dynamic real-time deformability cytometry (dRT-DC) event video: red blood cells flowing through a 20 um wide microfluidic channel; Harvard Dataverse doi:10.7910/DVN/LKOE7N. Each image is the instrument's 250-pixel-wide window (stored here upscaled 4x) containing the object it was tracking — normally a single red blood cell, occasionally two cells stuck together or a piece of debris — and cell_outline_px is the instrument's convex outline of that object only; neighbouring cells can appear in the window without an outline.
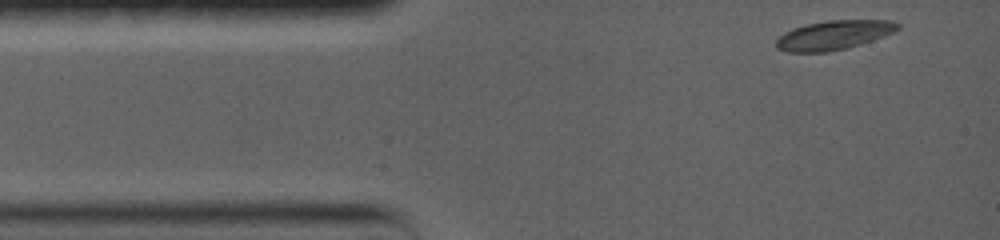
{"species": "common noctule bat (a hibernating species)", "species_latin": "Nyctalus noctula", "temperature_condition": "warm", "stored_images_in_passage": 11, "camera_frame_rate_fps": 5000, "um_per_image_px": 0.085, "animal": {"sex": "female", "body_mass_g": 19.0, "forearm_length_mm": 56.7}, "frame": {"image": 1, "passage_image": 1, "time_ms": 0.0, "image_size_px": [1000, 240], "cell_outline_px": [[900, 28], [884, 36], [848, 48], [828, 52], [788, 52], [776, 48], [776, 40], [784, 32], [792, 28], [808, 24], [828, 20], [888, 20], [900, 24]], "centroid_in_image_um": [70.85, 2.99], "position_along_channel_um": 14.2, "area_um2": 20.63}}
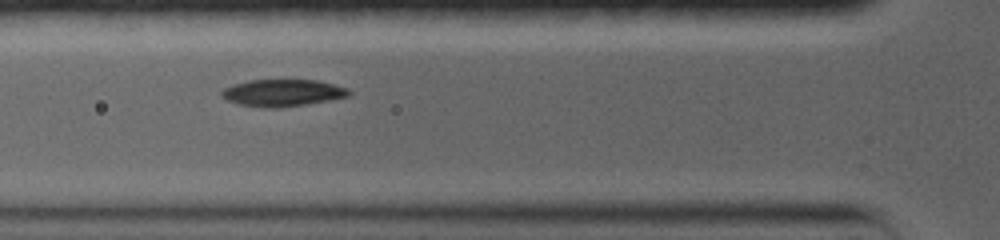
{"frame": {"image": 2, "passage_image": 6, "time_ms": 3.8, "image_size_px": [1000, 240], "cell_outline_px": [[352, 92], [348, 96], [328, 100], [304, 104], [276, 108], [268, 108], [240, 104], [228, 100], [220, 96], [220, 92], [224, 88], [232, 84], [248, 80], [316, 80], [348, 88]], "centroid_in_image_um": [23.98, 7.88], "position_along_channel_um": 101.8, "area_um2": 19.83}}
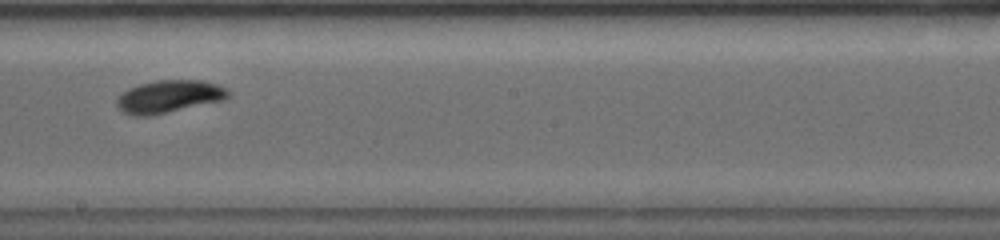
{"frame": {"image": 3, "passage_image": 10, "time_ms": 7.4, "image_size_px": [1000, 240], "cell_outline_px": [[232, 92], [224, 100], [148, 116], [132, 116], [124, 112], [116, 104], [116, 100], [128, 88], [140, 84], [156, 80], [204, 80], [228, 88]], "centroid_in_image_um": [14.4, 8.19], "position_along_channel_um": 233.8, "area_um2": 21.1}}